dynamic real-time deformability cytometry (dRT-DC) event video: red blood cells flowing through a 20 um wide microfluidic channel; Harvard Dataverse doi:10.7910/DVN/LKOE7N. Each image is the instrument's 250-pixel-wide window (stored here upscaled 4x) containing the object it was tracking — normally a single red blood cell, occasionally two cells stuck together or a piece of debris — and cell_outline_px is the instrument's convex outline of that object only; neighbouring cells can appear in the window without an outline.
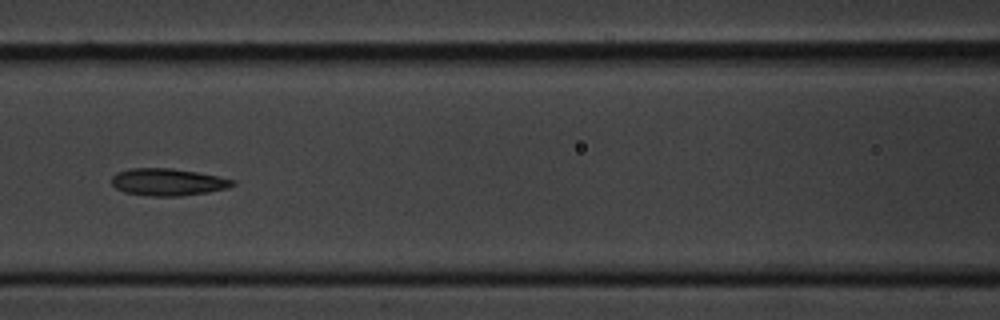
{"species": "common noctule bat (a hibernating species)", "species_latin": "Nyctalus noctula", "temperature_condition": "cold", "stored_images_in_passage": 9, "camera_frame_rate_fps": 3000, "um_per_image_px": 0.085, "animal": {"sex": "male", "body_mass_g": 20.1, "forearm_length_mm": 53.5}, "frame": {"image": 1, "passage_image": 8, "time_ms": 8.0, "image_size_px": [1000, 320], "cell_outline_px": [[236, 184], [228, 188], [208, 192], [180, 196], [148, 196], [124, 192], [116, 188], [112, 184], [112, 176], [116, 172], [128, 168], [172, 168], [196, 172], [236, 180]], "centroid_in_image_um": [14.25, 15.47], "position_along_channel_um": 152.3, "area_um2": 19.25}}
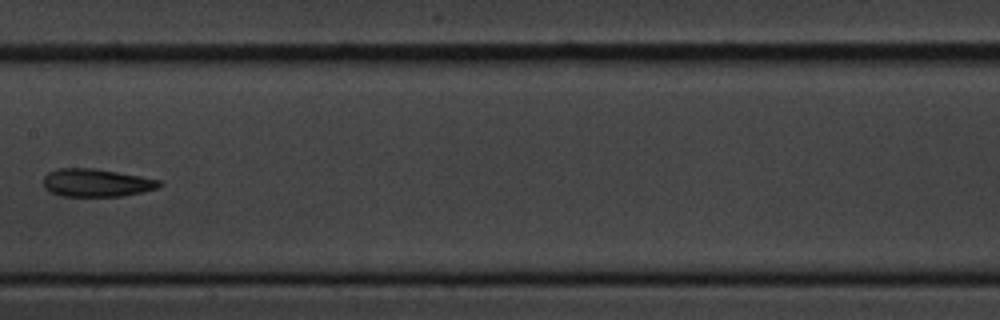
{"frame": {"image": 2, "passage_image": 9, "time_ms": 9.333, "image_size_px": [1000, 320], "cell_outline_px": [[164, 184], [156, 188], [140, 192], [120, 196], [64, 196], [52, 192], [44, 188], [44, 176], [48, 172], [60, 168], [96, 168], [140, 176], [160, 180]], "centroid_in_image_um": [8.19, 15.52], "position_along_channel_um": 199.2, "area_um2": 18.73}}